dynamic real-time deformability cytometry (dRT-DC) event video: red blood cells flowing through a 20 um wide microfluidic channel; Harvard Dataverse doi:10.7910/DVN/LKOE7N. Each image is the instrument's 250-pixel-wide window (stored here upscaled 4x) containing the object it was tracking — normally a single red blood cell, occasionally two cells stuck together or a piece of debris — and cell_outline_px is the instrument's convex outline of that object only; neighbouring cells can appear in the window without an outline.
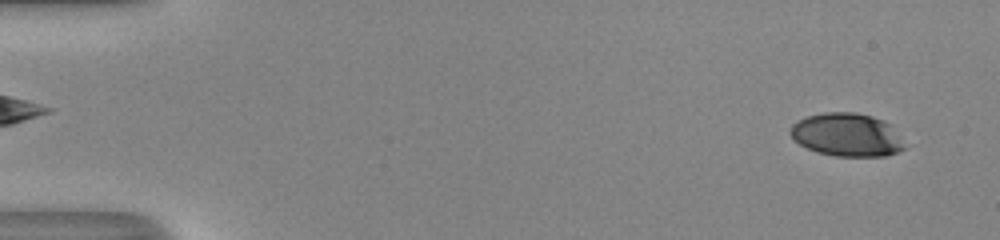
{"species": "human", "species_latin": "Homo sapiens", "temperature_condition": "room temperature", "stored_images_in_passage": 52, "camera_frame_rate_fps": 3000, "um_per_image_px": 0.085, "donor": {"sex": "male"}, "frame": {"image": 1, "passage_image": 3, "time_ms": 0.667, "image_size_px": [1000, 240], "cell_outline_px": [[904, 148], [896, 152], [884, 156], [836, 156], [816, 152], [800, 144], [788, 132], [792, 124], [796, 120], [808, 116], [824, 112], [856, 112], [872, 116], [884, 120], [892, 124]], "centroid_in_image_um": [71.95, 11.44], "position_along_channel_um": 13.0, "area_um2": 28.67}}
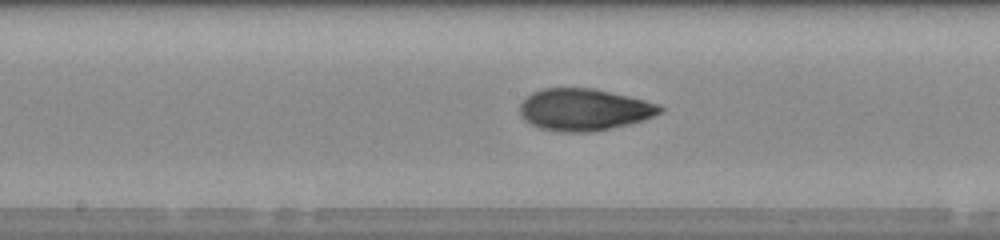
{"frame": {"image": 2, "passage_image": 28, "time_ms": 9.0, "image_size_px": [1000, 240], "cell_outline_px": [[664, 112], [644, 120], [612, 128], [592, 132], [560, 132], [540, 128], [524, 120], [520, 116], [520, 104], [532, 92], [544, 88], [592, 88], [628, 96], [660, 104], [664, 108]], "centroid_in_image_um": [49.66, 9.32], "position_along_channel_um": 198.5, "area_um2": 34.33}}
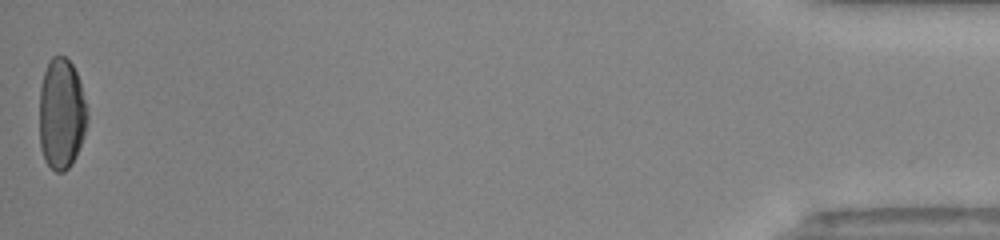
{"frame": {"image": 3, "passage_image": 52, "time_ms": 17.0, "image_size_px": [1000, 240], "cell_outline_px": [[88, 120], [84, 136], [76, 156], [72, 164], [64, 172], [56, 172], [44, 160], [40, 148], [40, 88], [44, 72], [52, 56], [64, 56], [72, 64], [76, 72], [80, 84], [88, 112]], "centroid_in_image_um": [5.23, 9.71], "position_along_channel_um": 430.0, "area_um2": 31.04}, "authors_computed_cell_mechanics": {"area_um2": 32.7148, "velocity_mm_per_s": 4.0926, "shape_relaxation_time_tau1_ms": 4.9228, "shape_relaxation_time_tau2_ms": 1.6949, "deformation_change_tau1": 0.1891, "deformation_change_tau2": 0.0684}}